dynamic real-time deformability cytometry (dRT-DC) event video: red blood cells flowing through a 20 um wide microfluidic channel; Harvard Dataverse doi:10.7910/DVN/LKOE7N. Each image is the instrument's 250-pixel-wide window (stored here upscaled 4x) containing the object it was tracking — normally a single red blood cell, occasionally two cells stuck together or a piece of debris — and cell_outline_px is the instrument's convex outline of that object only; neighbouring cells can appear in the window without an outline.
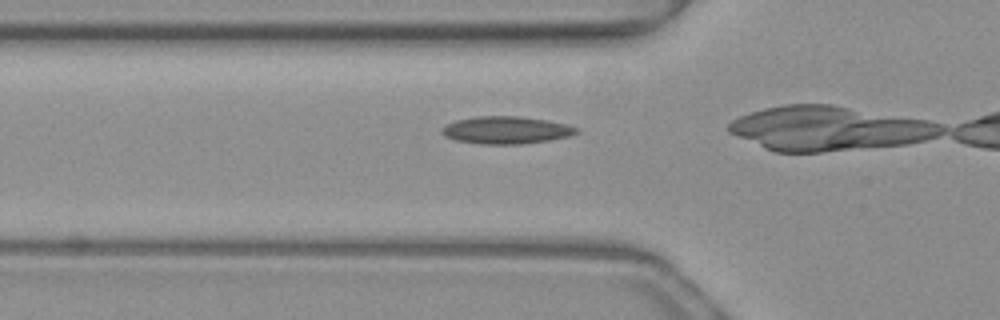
{"species": "common noctule bat (a hibernating species)", "species_latin": "Nyctalus noctula", "temperature_condition": "warm", "stored_images_in_passage": 8, "camera_frame_rate_fps": 3000, "um_per_image_px": 0.085, "animal": {"sex": "female", "body_mass_g": 19.3, "forearm_length_mm": 54.1}, "frame": {"image": 1, "passage_image": 4, "time_ms": 1.0, "image_size_px": [1000, 320], "cell_outline_px": [[580, 132], [568, 136], [548, 140], [520, 144], [480, 144], [456, 140], [444, 136], [440, 132], [440, 128], [444, 124], [456, 120], [476, 116], [520, 116], [544, 120], [564, 124], [580, 128]], "centroid_in_image_um": [42.96, 11.05], "position_along_channel_um": 82.8, "area_um2": 21.56}}